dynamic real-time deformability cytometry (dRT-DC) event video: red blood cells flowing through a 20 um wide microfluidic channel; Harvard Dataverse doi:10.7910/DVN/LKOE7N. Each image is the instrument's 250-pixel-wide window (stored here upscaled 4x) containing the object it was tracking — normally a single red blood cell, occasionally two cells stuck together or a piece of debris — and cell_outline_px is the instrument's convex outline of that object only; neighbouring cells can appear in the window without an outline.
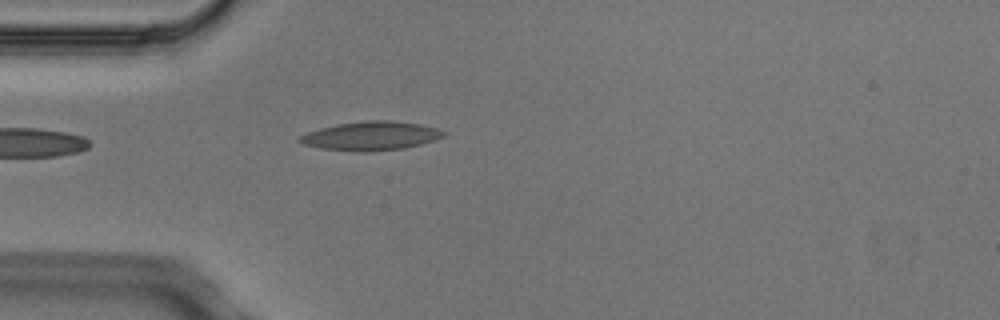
{"species": "Egyptian fruit bat (a non-hibernating species)", "species_latin": "Rousettus aegyptiacus", "temperature_condition": "cold", "stored_images_in_passage": 2, "camera_frame_rate_fps": 3000, "um_per_image_px": 0.085, "animal": {"sex": "male"}, "frame": {"image": 1, "passage_image": 2, "time_ms": 0.333, "image_size_px": [1000, 320], "cell_outline_px": [[444, 136], [436, 140], [404, 148], [364, 152], [360, 152], [324, 148], [304, 144], [296, 140], [300, 136], [308, 132], [320, 128], [336, 124], [364, 120], [392, 120], [420, 124], [436, 128], [444, 132]], "centroid_in_image_um": [31.53, 11.54], "position_along_channel_um": 53.5, "area_um2": 24.04}}